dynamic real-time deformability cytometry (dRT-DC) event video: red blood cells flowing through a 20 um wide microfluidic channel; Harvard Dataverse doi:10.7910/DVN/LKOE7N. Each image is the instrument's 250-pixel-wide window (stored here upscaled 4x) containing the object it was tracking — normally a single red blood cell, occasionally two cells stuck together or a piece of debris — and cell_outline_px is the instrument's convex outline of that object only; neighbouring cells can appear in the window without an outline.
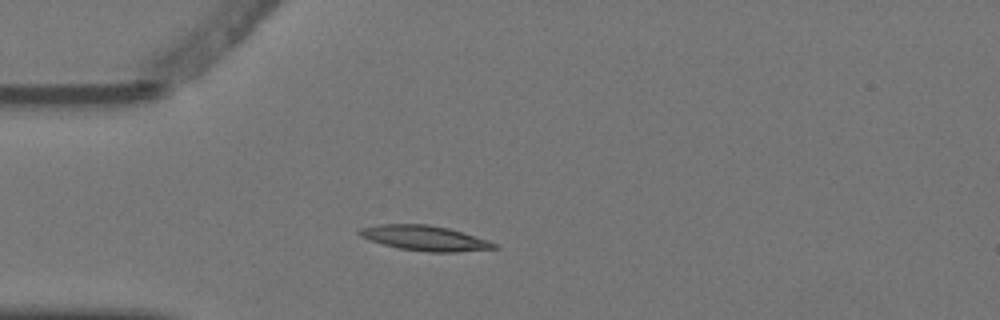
{"species": "Egyptian fruit bat (a non-hibernating species)", "species_latin": "Rousettus aegyptiacus", "temperature_condition": "warm", "stored_images_in_passage": 3, "camera_frame_rate_fps": 3000, "um_per_image_px": 0.085, "animal": {"sex": "female"}, "frame": {"image": 1, "passage_image": 2, "time_ms": 0.333, "image_size_px": [1000, 320], "cell_outline_px": [[500, 248], [456, 252], [428, 252], [400, 248], [384, 244], [360, 236], [356, 232], [360, 228], [380, 224], [428, 224], [448, 228], [488, 240], [500, 244]], "centroid_in_image_um": [36.15, 20.24], "position_along_channel_um": 48.8, "area_um2": 19.59}}